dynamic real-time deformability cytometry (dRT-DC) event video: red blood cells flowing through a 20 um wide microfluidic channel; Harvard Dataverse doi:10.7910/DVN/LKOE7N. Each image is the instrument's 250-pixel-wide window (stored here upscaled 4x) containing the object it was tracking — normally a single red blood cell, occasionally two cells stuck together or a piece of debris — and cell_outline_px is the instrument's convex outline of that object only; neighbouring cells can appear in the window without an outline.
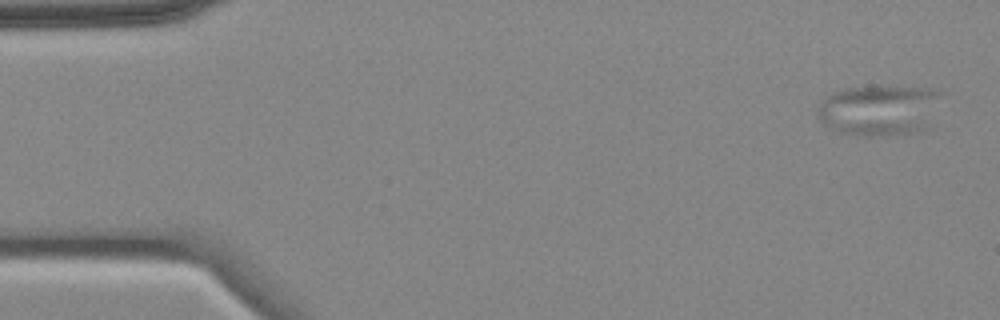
{"species": "common noctule bat (a hibernating species)", "species_latin": "Nyctalus noctula", "temperature_condition": "cold", "stored_images_in_passage": 4, "camera_frame_rate_fps": 3000, "um_per_image_px": 0.085, "animal": {"sex": "female", "body_mass_g": 18.4}, "frame": {"image": 1, "passage_image": 1, "time_ms": 0.0, "image_size_px": [1000, 320], "cell_outline_px": [[944, 92], [920, 128], [912, 132], [892, 136], [856, 136], [840, 132], [828, 128], [816, 116], [816, 112], [820, 100], [824, 96], [832, 92], [844, 88], [932, 88]], "centroid_in_image_um": [74.57, 9.37], "position_along_channel_um": 10.4, "area_um2": 35.78}}
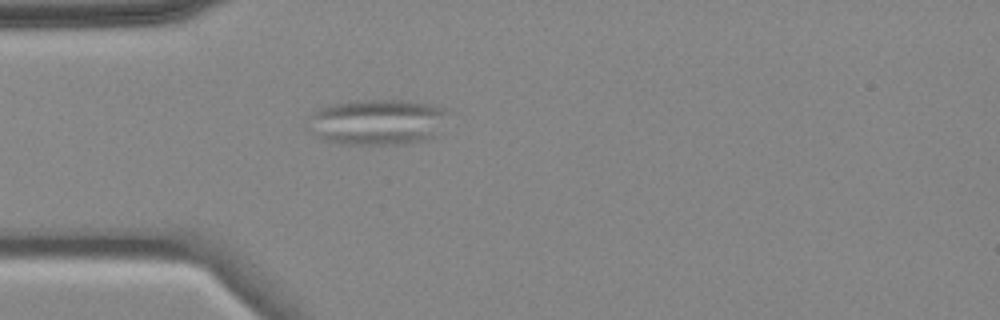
{"frame": {"image": 2, "passage_image": 4, "time_ms": 4.333, "image_size_px": [1000, 320], "cell_outline_px": [[448, 112], [436, 136], [428, 140], [404, 144], [340, 144], [324, 140], [308, 132], [304, 128], [312, 112], [320, 108], [332, 104], [348, 100], [404, 100], [432, 104], [444, 108]], "centroid_in_image_um": [32.01, 10.37], "position_along_channel_um": 53.0, "area_um2": 38.09}}